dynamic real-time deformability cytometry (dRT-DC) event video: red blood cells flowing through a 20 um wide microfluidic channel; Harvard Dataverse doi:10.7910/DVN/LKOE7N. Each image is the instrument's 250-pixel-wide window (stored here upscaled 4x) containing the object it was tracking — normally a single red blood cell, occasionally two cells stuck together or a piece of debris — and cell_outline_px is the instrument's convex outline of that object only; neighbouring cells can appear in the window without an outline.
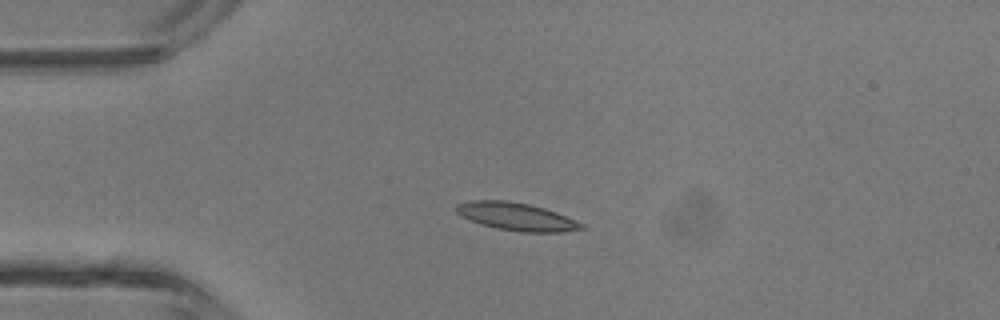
{"species": "common noctule bat (a hibernating species)", "species_latin": "Nyctalus noctula", "temperature_condition": "room temperature", "stored_images_in_passage": 5, "camera_frame_rate_fps": 3000, "um_per_image_px": 0.085, "animal": {"sex": "male", "body_mass_g": 13.3}, "frame": {"image": 1, "passage_image": 4, "time_ms": 3.333, "image_size_px": [1000, 320], "cell_outline_px": [[588, 228], [560, 232], [520, 232], [496, 228], [480, 224], [460, 216], [456, 212], [456, 204], [468, 200], [504, 200], [528, 204], [544, 208], [556, 212], [584, 224]], "centroid_in_image_um": [43.87, 18.41], "position_along_channel_um": 41.1, "area_um2": 20.35}}
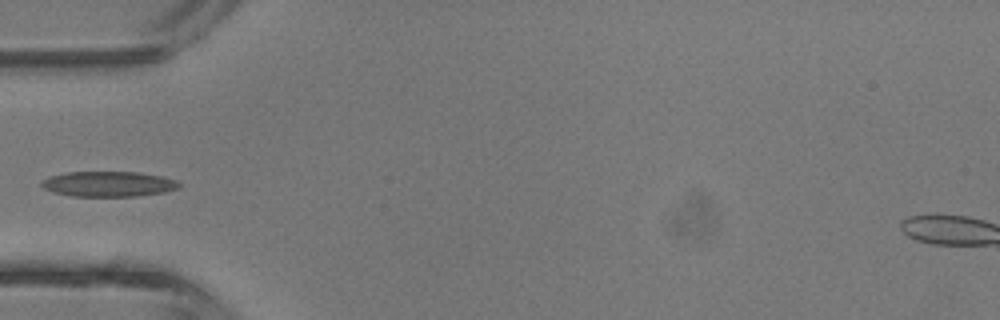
{"frame": {"image": 2, "passage_image": 5, "time_ms": 4.667, "image_size_px": [1000, 320], "cell_outline_px": [[180, 188], [164, 192], [136, 196], [72, 196], [52, 192], [44, 188], [40, 184], [40, 180], [48, 176], [64, 172], [136, 172], [160, 176], [176, 180], [180, 184]], "centroid_in_image_um": [9.16, 15.63], "position_along_channel_um": 75.8, "area_um2": 20.35}}